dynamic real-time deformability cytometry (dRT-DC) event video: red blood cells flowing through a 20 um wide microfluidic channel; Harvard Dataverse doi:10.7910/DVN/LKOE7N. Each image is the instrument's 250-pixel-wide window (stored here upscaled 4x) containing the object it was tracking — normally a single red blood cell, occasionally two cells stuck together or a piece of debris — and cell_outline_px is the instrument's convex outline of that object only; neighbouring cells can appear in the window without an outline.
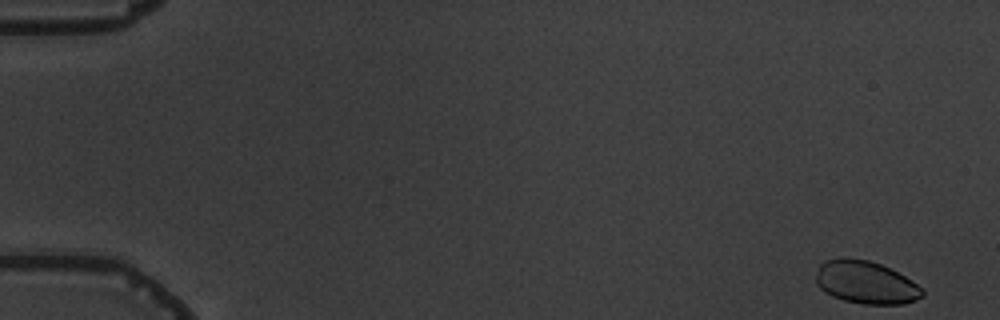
{"species": "common noctule bat (a hibernating species)", "species_latin": "Nyctalus noctula", "temperature_condition": "warm", "stored_images_in_passage": 5, "segment_of_instrument_passage": [2, 2], "camera_frame_rate_fps": 3000, "um_per_image_px": 0.085, "animal": {"sex": "male", "body_mass_g": 19.5, "forearm_length_mm": 54.6}, "frame": {"image": 1, "passage_image": 5, "time_ms": 5.667, "image_size_px": [1000, 320], "cell_outline_px": [[924, 296], [916, 300], [904, 304], [864, 304], [844, 300], [832, 296], [824, 292], [816, 284], [816, 276], [820, 264], [824, 260], [868, 260], [880, 264], [904, 276], [916, 284], [924, 292]], "centroid_in_image_um": [73.6, 24.04], "position_along_channel_um": 11.4, "area_um2": 25.89}}